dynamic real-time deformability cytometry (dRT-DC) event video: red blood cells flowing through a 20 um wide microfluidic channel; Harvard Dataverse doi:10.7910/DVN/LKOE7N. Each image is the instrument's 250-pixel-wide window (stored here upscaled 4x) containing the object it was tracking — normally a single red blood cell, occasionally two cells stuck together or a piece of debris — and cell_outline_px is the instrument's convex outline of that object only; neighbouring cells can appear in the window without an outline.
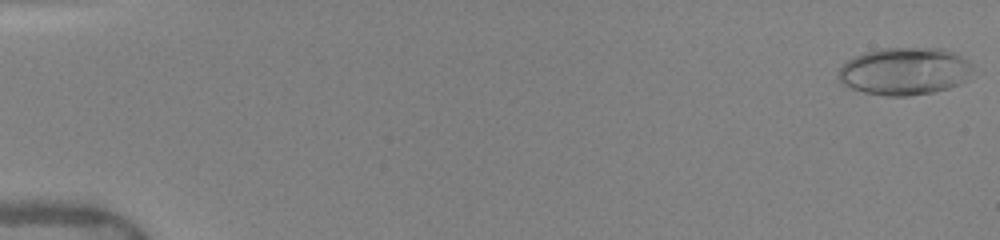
{"species": "human", "species_latin": "Homo sapiens", "temperature_condition": "warm", "stored_images_in_passage": 50, "camera_frame_rate_fps": 3000, "um_per_image_px": 0.085, "donor": {"sex": "female"}, "frame": {"image": 1, "passage_image": 1, "time_ms": 0.0, "image_size_px": [1000, 240], "cell_outline_px": [[972, 68], [964, 80], [960, 84], [948, 88], [932, 92], [908, 96], [888, 96], [864, 92], [840, 84], [836, 76], [840, 68], [848, 60], [864, 52], [884, 48], [944, 48], [968, 60], [972, 64]], "centroid_in_image_um": [76.86, 6.05], "position_along_channel_um": 8.1, "area_um2": 37.11}}
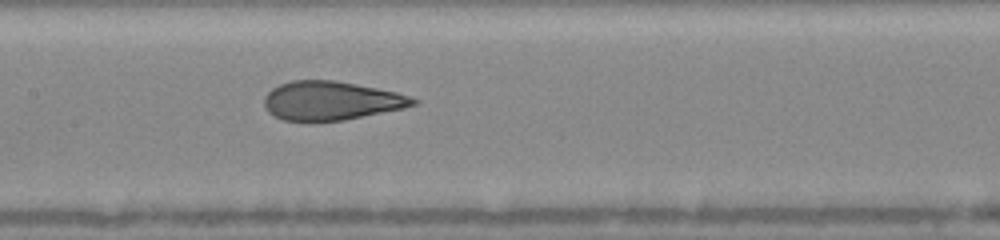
{"frame": {"image": 2, "passage_image": 26, "time_ms": 8.333, "image_size_px": [1000, 240], "cell_outline_px": [[420, 100], [416, 104], [404, 108], [344, 120], [316, 124], [312, 124], [284, 120], [268, 112], [264, 108], [264, 96], [272, 88], [280, 84], [292, 80], [332, 80], [356, 84], [396, 92]], "centroid_in_image_um": [28.09, 8.6], "position_along_channel_um": 179.3, "area_um2": 34.28}}
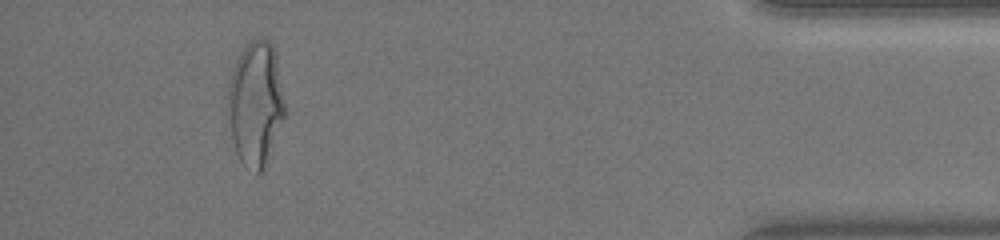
{"frame": {"image": 3, "passage_image": 47, "time_ms": 15.333, "image_size_px": [1000, 240], "cell_outline_px": [[284, 116], [268, 160], [264, 168], [260, 172], [256, 172], [244, 164], [240, 160], [236, 152], [232, 140], [228, 104], [228, 84], [232, 68], [240, 52], [252, 40], [260, 36], [268, 40], [272, 44], [276, 56], [284, 104]], "centroid_in_image_um": [21.71, 8.78], "position_along_channel_um": 413.5, "area_um2": 40.75}, "authors_computed_cell_mechanics": {"area_um2": 34.8534, "velocity_mm_per_s": 4.0702, "shape_relaxation_time_tau1_ms": 7.0874, "shape_relaxation_time_tau2_ms": 0.8277, "deformation_change_tau1": 0.2738, "deformation_change_tau2": 0.0873}}